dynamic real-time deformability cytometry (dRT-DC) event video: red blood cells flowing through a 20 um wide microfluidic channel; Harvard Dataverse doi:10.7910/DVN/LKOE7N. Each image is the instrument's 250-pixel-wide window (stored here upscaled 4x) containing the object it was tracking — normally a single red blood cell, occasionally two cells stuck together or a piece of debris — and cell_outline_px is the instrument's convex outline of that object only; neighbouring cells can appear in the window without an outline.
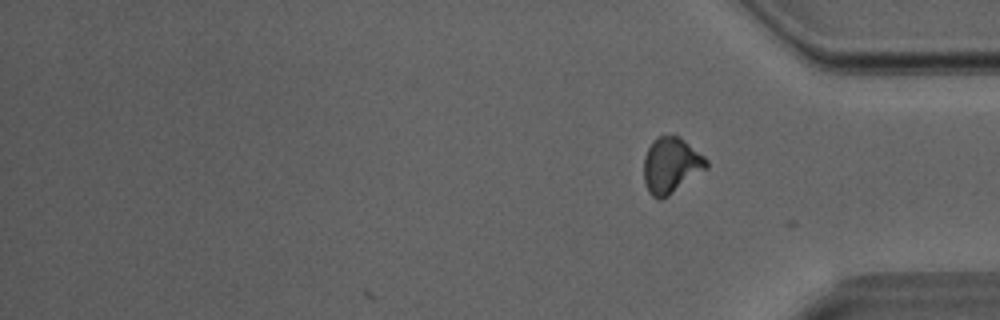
{"species": "Egyptian fruit bat (a non-hibernating species)", "species_latin": "Rousettus aegyptiacus", "temperature_condition": "room temperature", "stored_images_in_passage": 23, "camera_frame_rate_fps": 3000, "um_per_image_px": 0.085, "animal": {"sex": "male"}, "frame": {"image": 1, "passage_image": 23, "time_ms": 7.333, "image_size_px": [1000, 320], "cell_outline_px": [[708, 168], [668, 196], [660, 200], [656, 200], [648, 192], [644, 180], [644, 156], [652, 140], [660, 136], [680, 136], [704, 156], [708, 160]], "centroid_in_image_um": [57.04, 14.06], "position_along_channel_um": 378.2, "area_um2": 20.46}}